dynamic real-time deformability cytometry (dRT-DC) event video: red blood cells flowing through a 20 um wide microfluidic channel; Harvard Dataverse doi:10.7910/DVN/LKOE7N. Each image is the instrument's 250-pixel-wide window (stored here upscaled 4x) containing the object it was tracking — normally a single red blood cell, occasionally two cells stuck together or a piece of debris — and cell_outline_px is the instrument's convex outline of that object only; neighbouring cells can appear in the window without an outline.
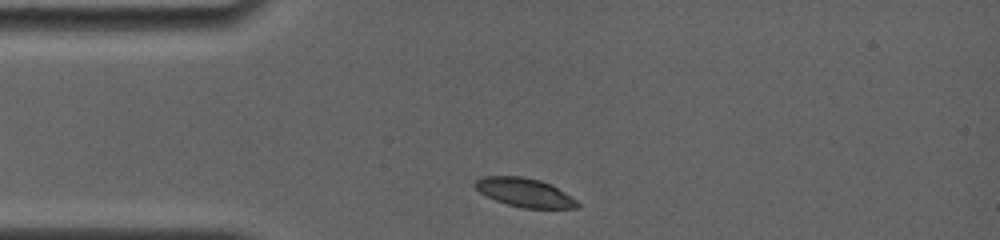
{"species": "common noctule bat (a hibernating species)", "species_latin": "Nyctalus noctula", "temperature_condition": "room temperature", "stored_images_in_passage": 25, "camera_frame_rate_fps": 4000, "um_per_image_px": 0.085, "animal": {"sex": "female", "body_mass_g": 19.0, "forearm_length_mm": 56.7}, "frame": {"image": 1, "passage_image": 1, "time_ms": 0.0, "image_size_px": [1000, 240], "cell_outline_px": [[580, 204], [576, 208], [524, 208], [508, 204], [496, 200], [480, 192], [472, 184], [476, 180], [484, 176], [524, 176], [540, 180], [552, 184], [576, 200]], "centroid_in_image_um": [44.59, 16.35], "position_along_channel_um": 40.4, "area_um2": 17.05}}
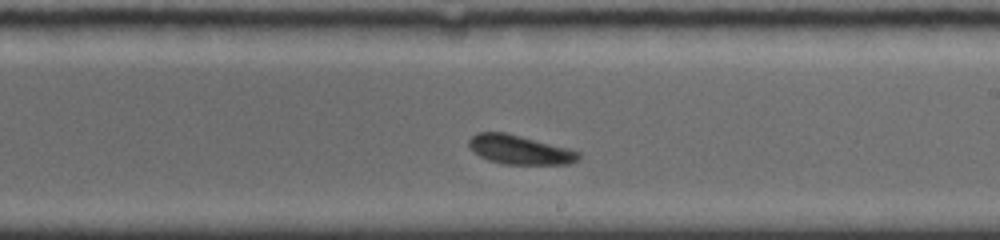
{"frame": {"image": 2, "passage_image": 15, "time_ms": 6.0, "image_size_px": [1000, 240], "cell_outline_px": [[580, 156], [576, 160], [568, 164], [504, 164], [488, 160], [480, 156], [468, 148], [468, 140], [476, 132], [504, 132], [568, 148], [580, 152]], "centroid_in_image_um": [44.12, 12.72], "position_along_channel_um": 244.9, "area_um2": 18.5}}
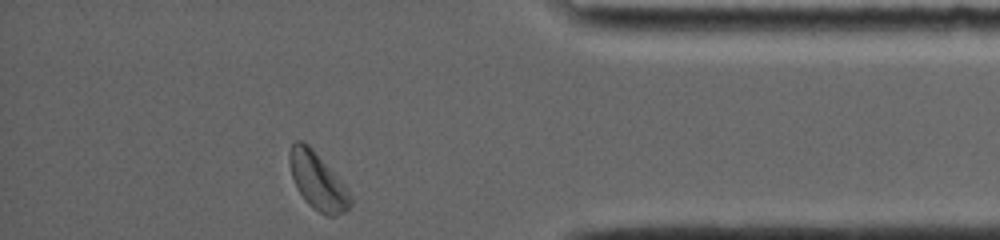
{"frame": {"image": 3, "passage_image": 25, "time_ms": 10.75, "image_size_px": [1000, 240], "cell_outline_px": [[352, 204], [344, 212], [336, 216], [328, 216], [312, 208], [304, 200], [292, 176], [288, 160], [288, 152], [292, 144], [296, 140], [300, 140], [308, 144], [312, 148], [348, 188], [352, 200]], "centroid_in_image_um": [27.0, 15.39], "position_along_channel_um": 408.2, "area_um2": 20.17}, "authors_computed_cell_mechanics": {"area_um2": 18.496, "velocity_mm_per_s": 3.7365, "shape_relaxation_time_tau1_ms": 1.2578, "shape_relaxation_time_tau2_ms": 4.3073, "deformation_change_tau1": 0.0365, "deformation_change_tau2": 0.0693}}